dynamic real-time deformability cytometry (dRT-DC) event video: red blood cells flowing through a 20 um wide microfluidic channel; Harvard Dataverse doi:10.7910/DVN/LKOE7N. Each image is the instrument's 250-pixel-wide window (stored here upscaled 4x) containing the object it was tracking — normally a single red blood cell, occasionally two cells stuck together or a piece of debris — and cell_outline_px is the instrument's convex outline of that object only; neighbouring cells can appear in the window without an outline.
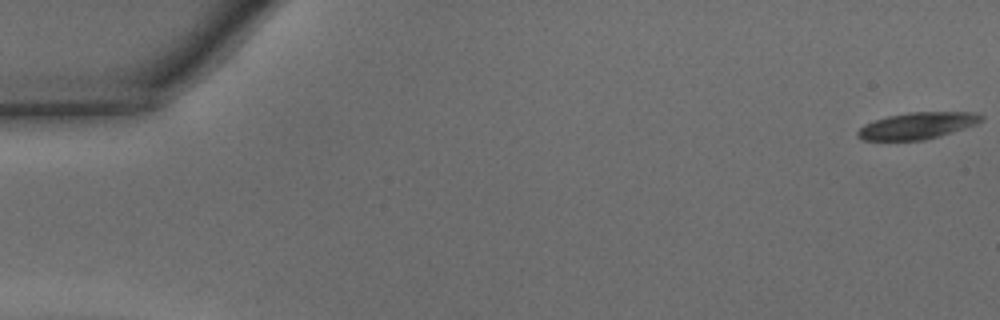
{"species": "common noctule bat (a hibernating species)", "species_latin": "Nyctalus noctula", "temperature_condition": "warm", "stored_images_in_passage": 6, "camera_frame_rate_fps": 3000, "um_per_image_px": 0.085, "animal": {"sex": "male", "body_mass_g": 15.6}, "frame": {"image": 1, "passage_image": 1, "time_ms": 0.0, "image_size_px": [1000, 320], "cell_outline_px": [[984, 120], [976, 124], [940, 136], [924, 140], [860, 140], [856, 136], [856, 132], [864, 124], [888, 116], [908, 112], [976, 112], [984, 116]], "centroid_in_image_um": [77.98, 10.68], "position_along_channel_um": 7.0, "area_um2": 19.25}}